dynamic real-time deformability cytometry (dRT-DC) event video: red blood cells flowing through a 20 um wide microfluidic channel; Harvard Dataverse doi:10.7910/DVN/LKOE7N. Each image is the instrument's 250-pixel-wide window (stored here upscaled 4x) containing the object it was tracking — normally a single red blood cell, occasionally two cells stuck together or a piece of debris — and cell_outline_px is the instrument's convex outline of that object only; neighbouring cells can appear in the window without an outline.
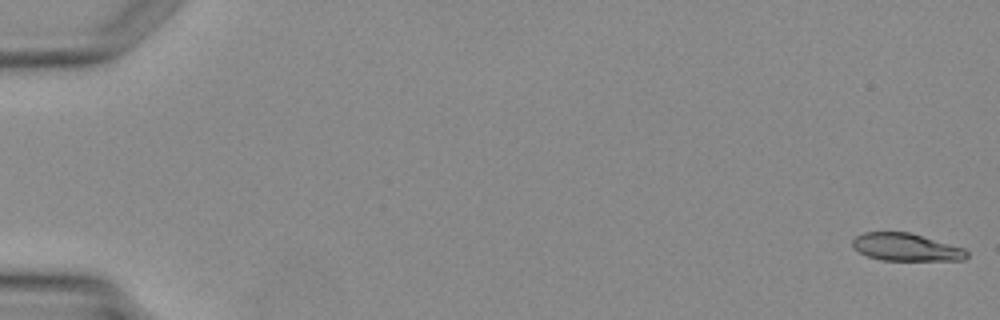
{"species": "Egyptian fruit bat (a non-hibernating species)", "species_latin": "Rousettus aegyptiacus", "temperature_condition": "warm", "stored_images_in_passage": 5, "segment_of_instrument_passage": [2, 2], "camera_frame_rate_fps": 3000, "um_per_image_px": 0.085, "animal": {"sex": "female"}, "frame": {"image": 1, "passage_image": 5, "time_ms": 5.667, "image_size_px": [1000, 320], "cell_outline_px": [[968, 256], [964, 260], [880, 260], [868, 256], [852, 248], [852, 240], [856, 236], [864, 232], [908, 232], [964, 248], [968, 252]], "centroid_in_image_um": [76.99, 21.01], "position_along_channel_um": 8.0, "area_um2": 18.26}}